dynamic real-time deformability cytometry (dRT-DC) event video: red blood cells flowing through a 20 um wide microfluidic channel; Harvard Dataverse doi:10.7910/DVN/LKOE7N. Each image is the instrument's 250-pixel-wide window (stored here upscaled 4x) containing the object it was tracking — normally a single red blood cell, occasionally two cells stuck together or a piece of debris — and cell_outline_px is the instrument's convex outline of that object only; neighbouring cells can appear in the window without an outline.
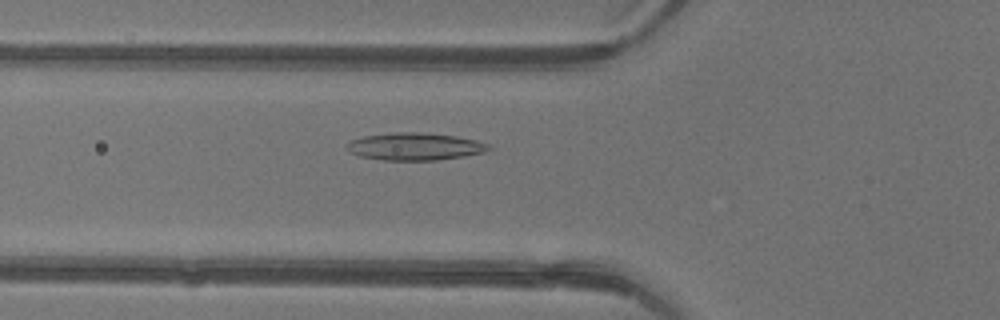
{"species": "common noctule bat (a hibernating species)", "species_latin": "Nyctalus noctula", "temperature_condition": "warm", "stored_images_in_passage": 33, "camera_frame_rate_fps": 3000, "um_per_image_px": 0.085, "animal": {"sex": "female"}, "frame": {"image": 1, "passage_image": 3, "time_ms": 0.667, "image_size_px": [1000, 320], "cell_outline_px": [[492, 148], [484, 152], [464, 156], [436, 160], [384, 160], [360, 156], [352, 152], [344, 144], [352, 140], [364, 136], [392, 132], [424, 132], [456, 136], [476, 140], [488, 144]], "centroid_in_image_um": [35.28, 12.44], "position_along_channel_um": 90.5, "area_um2": 22.6}}
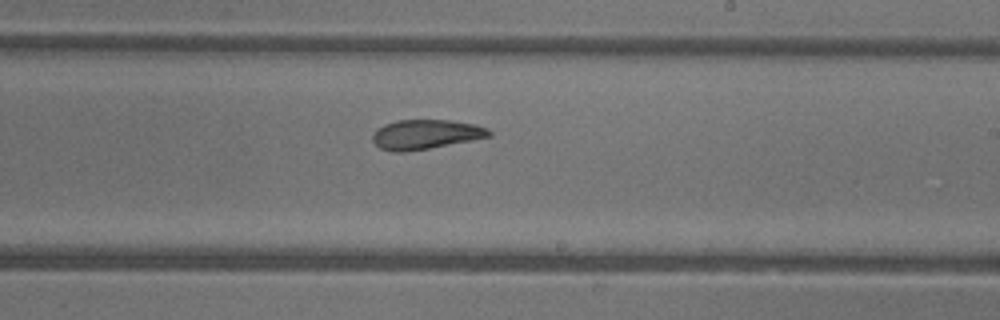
{"frame": {"image": 2, "passage_image": 14, "time_ms": 4.333, "image_size_px": [1000, 320], "cell_outline_px": [[492, 136], [472, 140], [428, 148], [404, 152], [392, 152], [380, 148], [372, 140], [372, 136], [384, 124], [396, 120], [452, 120], [476, 124], [488, 128], [492, 132]], "centroid_in_image_um": [36.22, 11.41], "position_along_channel_um": 252.8, "area_um2": 20.0}}
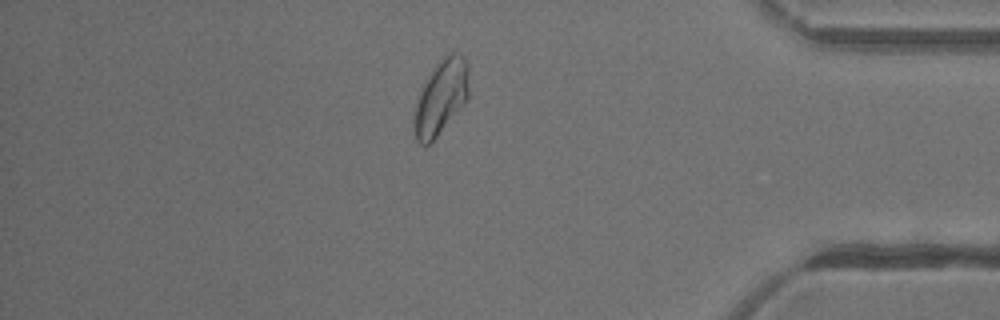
{"frame": {"image": 3, "passage_image": 26, "time_ms": 8.333, "image_size_px": [1000, 320], "cell_outline_px": [[468, 96], [432, 144], [424, 148], [416, 140], [412, 124], [416, 100], [424, 84], [436, 64], [448, 52], [460, 52], [468, 64]], "centroid_in_image_um": [37.44, 8.31], "position_along_channel_um": 397.8, "area_um2": 23.93}, "authors_computed_cell_mechanics": {"area_um2": 21.5594, "velocity_mm_per_s": 4.4115, "shape_relaxation_time_tau1_ms": null, "shape_relaxation_time_tau2_ms": 2.2311, "deformation_change_tau1": null, "deformation_change_tau2": 0.0881}}